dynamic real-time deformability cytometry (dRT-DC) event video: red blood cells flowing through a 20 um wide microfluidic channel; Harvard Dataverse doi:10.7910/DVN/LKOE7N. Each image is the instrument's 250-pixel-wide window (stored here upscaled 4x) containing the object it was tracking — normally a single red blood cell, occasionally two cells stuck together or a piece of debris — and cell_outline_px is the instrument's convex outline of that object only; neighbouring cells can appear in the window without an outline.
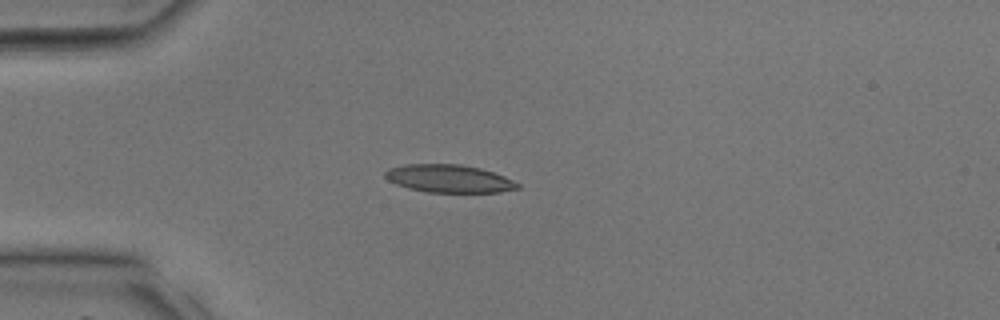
{"species": "common noctule bat (a hibernating species)", "species_latin": "Nyctalus noctula", "temperature_condition": "room temperature", "stored_images_in_passage": 36, "camera_frame_rate_fps": 3000, "um_per_image_px": 0.085, "animal": {"sex": "male", "body_mass_g": 17.9, "forearm_length_mm": 54.2}, "frame": {"image": 1, "passage_image": 9, "time_ms": 2.667, "image_size_px": [1000, 320], "cell_outline_px": [[520, 188], [500, 192], [428, 192], [408, 188], [396, 184], [388, 180], [384, 176], [384, 172], [388, 168], [404, 164], [460, 164], [480, 168], [504, 176], [520, 184]], "centroid_in_image_um": [38.14, 15.18], "position_along_channel_um": 46.9, "area_um2": 21.5}}
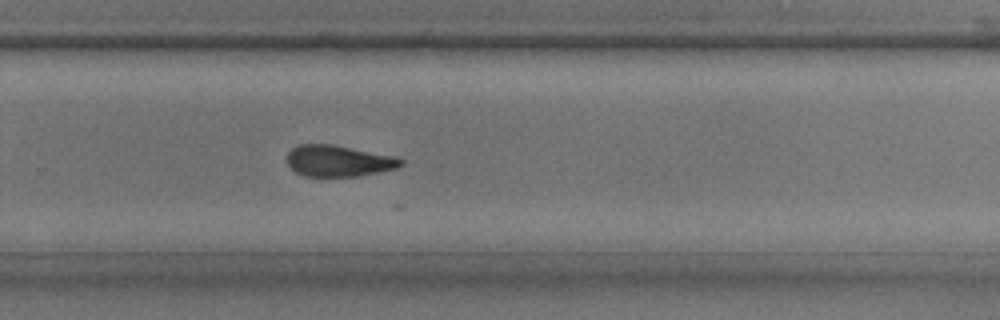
{"frame": {"image": 2, "passage_image": 24, "time_ms": 7.667, "image_size_px": [1000, 320], "cell_outline_px": [[404, 164], [396, 168], [356, 176], [304, 176], [296, 172], [288, 164], [288, 152], [292, 148], [300, 144], [332, 144], [392, 156], [404, 160]], "centroid_in_image_um": [28.75, 13.67], "position_along_channel_um": 301.0, "area_um2": 20.4}}
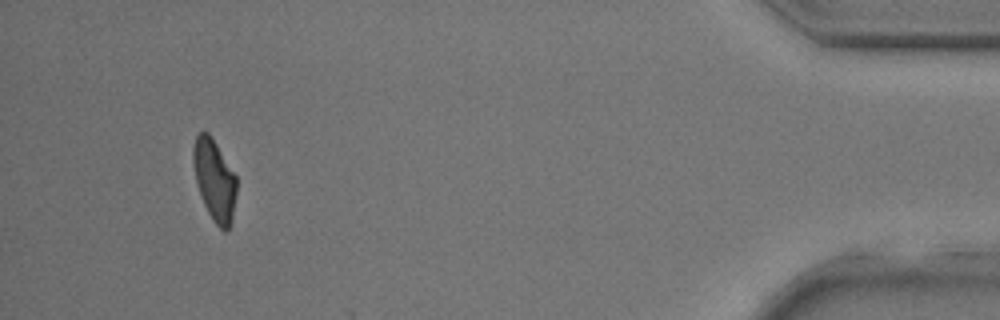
{"frame": {"image": 3, "passage_image": 34, "time_ms": 11.0, "image_size_px": [1000, 320], "cell_outline_px": [[236, 192], [232, 220], [228, 232], [224, 232], [212, 220], [204, 204], [196, 180], [192, 160], [192, 148], [196, 136], [200, 132], [208, 132], [216, 144], [236, 176]], "centroid_in_image_um": [18.23, 15.32], "position_along_channel_um": 417.0, "area_um2": 20.35}}